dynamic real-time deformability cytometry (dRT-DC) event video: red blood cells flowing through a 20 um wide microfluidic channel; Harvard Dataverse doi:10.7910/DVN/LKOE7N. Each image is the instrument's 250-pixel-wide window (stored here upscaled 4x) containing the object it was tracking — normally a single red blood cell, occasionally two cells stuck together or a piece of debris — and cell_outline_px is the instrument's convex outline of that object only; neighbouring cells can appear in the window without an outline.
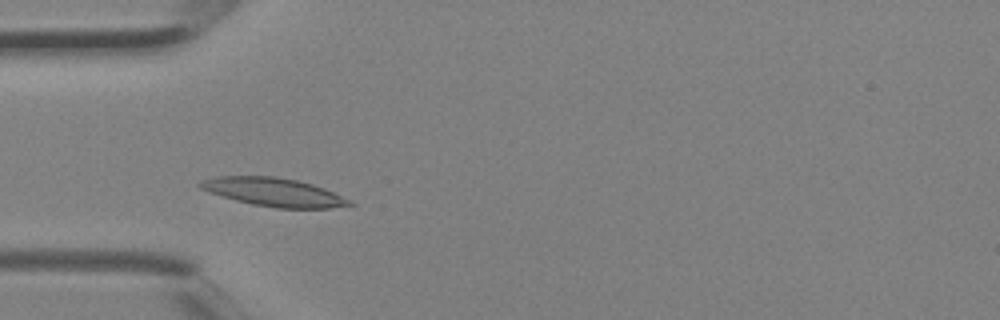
{"species": "Egyptian fruit bat (a non-hibernating species)", "species_latin": "Rousettus aegyptiacus", "temperature_condition": "room temperature", "stored_images_in_passage": 2, "camera_frame_rate_fps": 3000, "um_per_image_px": 0.085, "animal": {"sex": "female"}, "frame": {"image": 1, "passage_image": 2, "time_ms": 0.333, "image_size_px": [1000, 320], "cell_outline_px": [[356, 204], [328, 208], [276, 208], [252, 204], [236, 200], [208, 192], [200, 188], [196, 184], [200, 180], [216, 176], [276, 176], [296, 180], [312, 184], [324, 188]], "centroid_in_image_um": [23.19, 16.32], "position_along_channel_um": 61.8, "area_um2": 24.57}}